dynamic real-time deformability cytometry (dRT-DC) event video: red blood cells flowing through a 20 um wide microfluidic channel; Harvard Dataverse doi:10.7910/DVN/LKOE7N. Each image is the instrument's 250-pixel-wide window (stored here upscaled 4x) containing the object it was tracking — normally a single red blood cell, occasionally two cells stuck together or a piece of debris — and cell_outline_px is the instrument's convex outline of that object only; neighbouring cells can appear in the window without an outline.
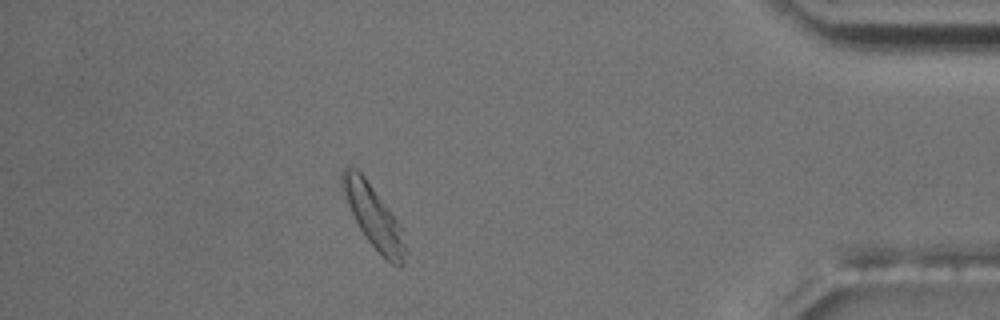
{"species": "common noctule bat (a hibernating species)", "species_latin": "Nyctalus noctula", "temperature_condition": "room temperature", "stored_images_in_passage": 41, "camera_frame_rate_fps": 3000, "um_per_image_px": 0.085, "animal": {"sex": "male", "body_mass_g": 17.5, "forearm_length_mm": 52.3}, "frame": {"image": 1, "passage_image": 35, "time_ms": 11.333, "image_size_px": [1000, 320], "cell_outline_px": [[408, 252], [404, 264], [400, 268], [384, 260], [364, 236], [348, 204], [340, 184], [340, 172], [348, 164], [356, 168], [364, 176], [392, 212], [400, 224]], "centroid_in_image_um": [31.78, 18.44], "position_along_channel_um": 403.4, "area_um2": 23.29}, "authors_computed_cell_mechanics": {"area_um2": 21.386, "velocity_mm_per_s": 3.5713, "shape_relaxation_time_tau1_ms": 4.9201, "shape_relaxation_time_tau2_ms": 3.767, "deformation_change_tau1": 0.1589, "deformation_change_tau2": 0.1161}}